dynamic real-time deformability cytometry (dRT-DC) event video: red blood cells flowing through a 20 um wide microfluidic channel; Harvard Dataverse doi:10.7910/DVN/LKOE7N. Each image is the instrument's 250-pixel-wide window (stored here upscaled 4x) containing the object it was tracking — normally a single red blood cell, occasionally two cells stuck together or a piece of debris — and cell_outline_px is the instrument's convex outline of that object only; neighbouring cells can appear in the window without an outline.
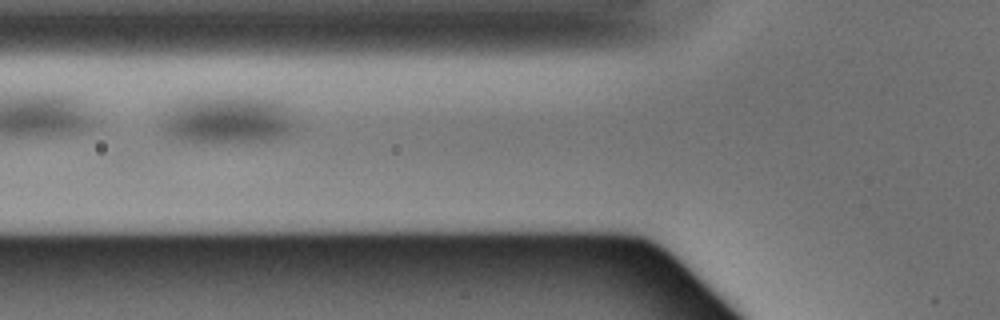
{"species": "Egyptian fruit bat (a non-hibernating species)", "species_latin": "Rousettus aegyptiacus", "temperature_condition": "warm", "stored_images_in_passage": 4, "camera_frame_rate_fps": 3000, "um_per_image_px": 0.085, "animal": {"sex": "male"}, "frame": {"image": 1, "passage_image": 4, "time_ms": 1.0, "image_size_px": [1000, 320], "cell_outline_px": [[292, 128], [288, 132], [280, 136], [268, 140], [236, 144], [184, 140], [172, 136], [160, 124], [164, 112], [176, 100], [196, 96], [272, 96], [280, 100], [288, 108], [292, 120]], "centroid_in_image_um": [19.33, 10.12], "position_along_channel_um": 106.5, "area_um2": 38.44}}